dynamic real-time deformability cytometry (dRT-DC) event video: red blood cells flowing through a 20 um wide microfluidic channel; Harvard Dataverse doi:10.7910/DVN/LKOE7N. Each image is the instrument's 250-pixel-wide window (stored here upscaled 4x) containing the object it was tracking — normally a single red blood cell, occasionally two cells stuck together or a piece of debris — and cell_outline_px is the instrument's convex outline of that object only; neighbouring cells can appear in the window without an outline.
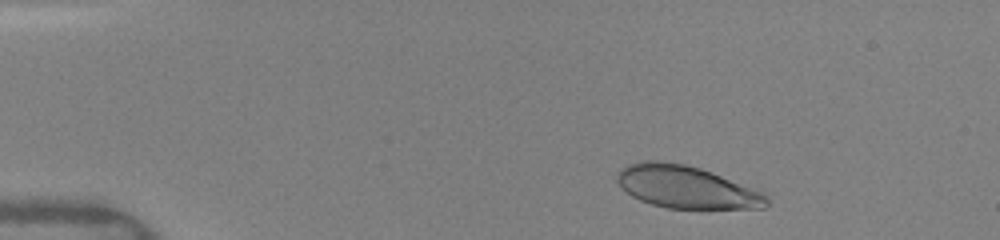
{"species": "human", "species_latin": "Homo sapiens", "temperature_condition": "warm", "stored_images_in_passage": 14, "camera_frame_rate_fps": 3000, "um_per_image_px": 0.085, "donor": {"sex": "female"}, "frame": {"image": 1, "passage_image": 3, "time_ms": 1.0, "image_size_px": [1000, 240], "cell_outline_px": [[768, 208], [668, 208], [652, 204], [640, 200], [632, 196], [616, 180], [616, 176], [628, 164], [644, 160], [656, 160], [684, 164], [700, 168], [712, 172], [764, 192], [768, 196]], "centroid_in_image_um": [58.38, 15.9], "position_along_channel_um": 26.6, "area_um2": 36.76}}
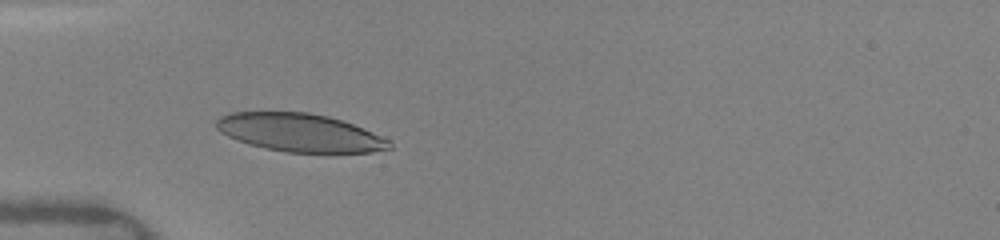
{"frame": {"image": 2, "passage_image": 9, "time_ms": 3.667, "image_size_px": [1000, 240], "cell_outline_px": [[392, 148], [372, 152], [288, 152], [264, 148], [248, 144], [228, 136], [220, 132], [216, 128], [216, 120], [220, 116], [232, 112], [308, 112], [328, 116], [352, 124], [392, 140]], "centroid_in_image_um": [25.48, 11.27], "position_along_channel_um": 59.5, "area_um2": 38.32}}
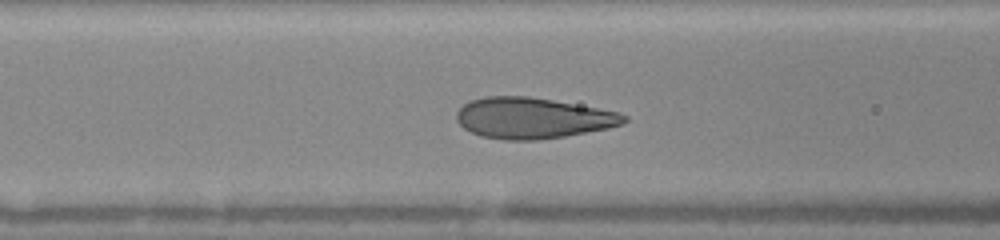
{"frame": {"image": 3, "passage_image": 13, "time_ms": 5.333, "image_size_px": [1000, 240], "cell_outline_px": [[628, 120], [620, 124], [608, 128], [564, 136], [536, 140], [504, 140], [480, 136], [464, 128], [456, 120], [456, 112], [464, 104], [472, 100], [484, 96], [528, 96], [552, 100], [596, 108], [616, 112], [628, 116]], "centroid_in_image_um": [45.23, 10.04], "position_along_channel_um": 121.4, "area_um2": 39.59}}